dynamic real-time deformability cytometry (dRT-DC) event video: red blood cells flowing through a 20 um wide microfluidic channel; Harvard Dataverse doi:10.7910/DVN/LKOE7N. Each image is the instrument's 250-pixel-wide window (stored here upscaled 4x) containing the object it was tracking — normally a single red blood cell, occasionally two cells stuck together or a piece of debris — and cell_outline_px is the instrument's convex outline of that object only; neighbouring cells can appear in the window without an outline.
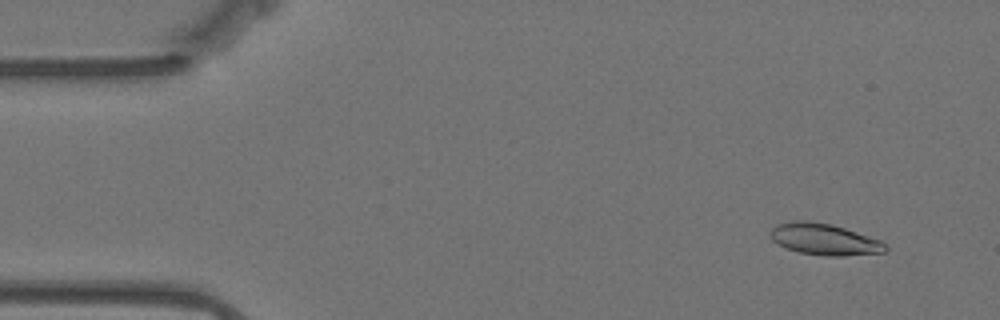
{"species": "Egyptian fruit bat (a non-hibernating species)", "species_latin": "Rousettus aegyptiacus", "temperature_condition": "warm", "stored_images_in_passage": 16, "camera_frame_rate_fps": 3000, "um_per_image_px": 0.085, "animal": {"sex": "female"}, "frame": {"image": 1, "passage_image": 5, "time_ms": 1.333, "image_size_px": [1000, 320], "cell_outline_px": [[888, 248], [884, 252], [844, 256], [824, 256], [800, 252], [788, 248], [772, 240], [768, 236], [768, 232], [776, 224], [792, 220], [808, 220], [832, 224], [880, 240]], "centroid_in_image_um": [70.02, 20.33], "position_along_channel_um": 15.0, "area_um2": 21.1}}